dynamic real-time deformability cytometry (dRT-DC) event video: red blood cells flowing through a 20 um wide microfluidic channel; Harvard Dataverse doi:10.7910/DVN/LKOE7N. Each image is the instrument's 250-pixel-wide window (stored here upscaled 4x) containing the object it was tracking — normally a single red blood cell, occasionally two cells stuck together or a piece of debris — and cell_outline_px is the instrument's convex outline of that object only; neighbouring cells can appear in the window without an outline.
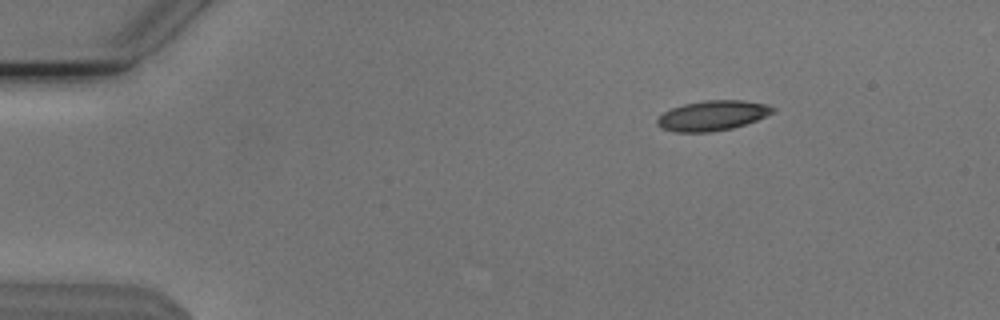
{"species": "Egyptian fruit bat (a non-hibernating species)", "species_latin": "Rousettus aegyptiacus", "temperature_condition": "cold", "stored_images_in_passage": 47, "camera_frame_rate_fps": 3000, "um_per_image_px": 0.085, "animal": {"sex": "male"}, "frame": {"image": 1, "passage_image": 1, "time_ms": 0.0, "image_size_px": [1000, 320], "cell_outline_px": [[776, 108], [772, 112], [756, 120], [732, 128], [708, 132], [676, 132], [660, 128], [656, 124], [656, 120], [664, 112], [672, 108], [684, 104], [704, 100], [744, 100], [768, 104]], "centroid_in_image_um": [60.53, 9.82], "position_along_channel_um": 24.5, "area_um2": 20.11}}
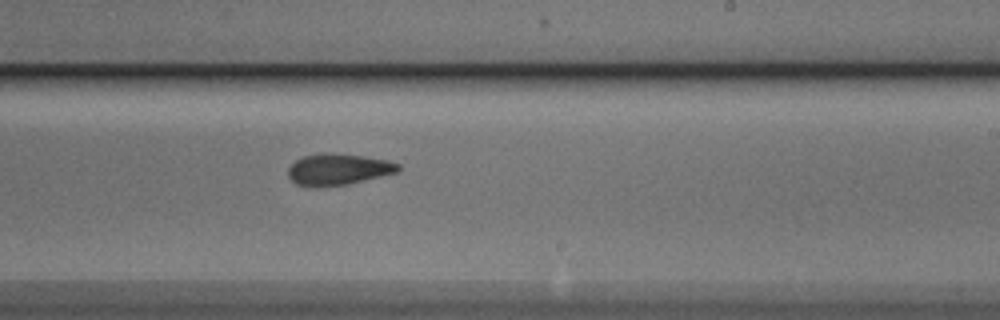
{"frame": {"image": 2, "passage_image": 26, "time_ms": 8.333, "image_size_px": [1000, 320], "cell_outline_px": [[400, 172], [348, 184], [320, 188], [312, 188], [296, 184], [288, 176], [288, 168], [296, 160], [304, 156], [324, 152], [364, 156], [388, 160], [400, 164]], "centroid_in_image_um": [28.76, 14.41], "position_along_channel_um": 260.2, "area_um2": 20.46}}
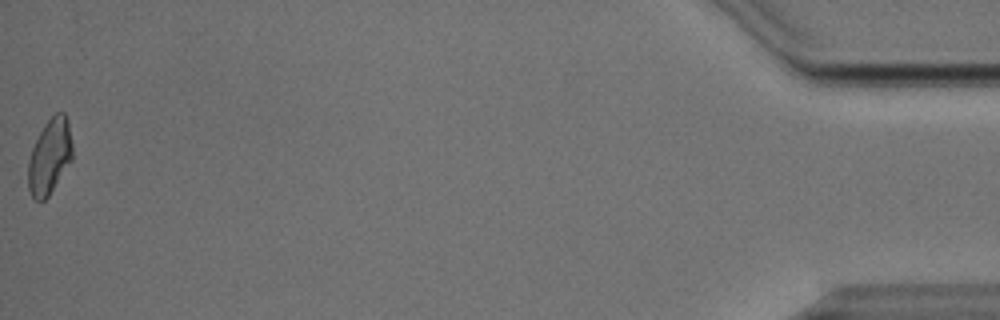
{"frame": {"image": 3, "passage_image": 47, "time_ms": 15.333, "image_size_px": [1000, 320], "cell_outline_px": [[72, 160], [48, 196], [44, 200], [36, 200], [32, 196], [28, 188], [28, 160], [32, 148], [44, 124], [56, 112], [64, 112], [68, 120], [72, 144]], "centroid_in_image_um": [4.22, 13.29], "position_along_channel_um": 431.0, "area_um2": 19.31}, "authors_computed_cell_mechanics": {"area_um2": 20.1144, "velocity_mm_per_s": 3.8025, "shape_relaxation_time_tau1_ms": 4.5545, "shape_relaxation_time_tau2_ms": 3.5985, "deformation_change_tau1": 0.1312, "deformation_change_tau2": 0.1029}}